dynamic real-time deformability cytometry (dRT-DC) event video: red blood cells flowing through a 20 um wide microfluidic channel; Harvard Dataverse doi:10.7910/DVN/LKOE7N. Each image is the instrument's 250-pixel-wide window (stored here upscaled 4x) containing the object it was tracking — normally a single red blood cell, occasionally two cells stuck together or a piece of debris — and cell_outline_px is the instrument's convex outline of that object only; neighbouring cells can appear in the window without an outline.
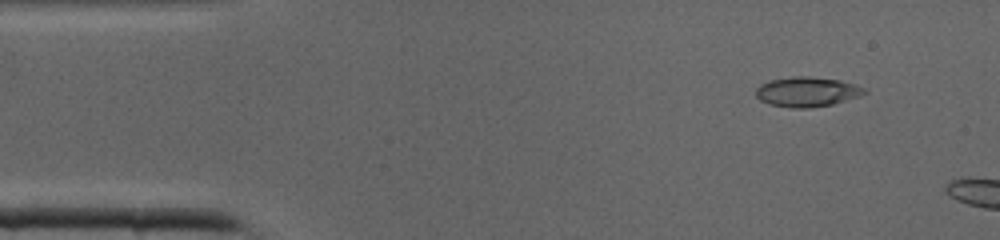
{"species": "common noctule bat (a hibernating species)", "species_latin": "Nyctalus noctula", "temperature_condition": "cold", "stored_images_in_passage": 10, "camera_frame_rate_fps": 3000, "um_per_image_px": 0.085, "animal": {"sex": "male", "body_mass_g": 19.0, "forearm_length_mm": 50.8}, "frame": {"image": 1, "passage_image": 4, "time_ms": 1.0, "image_size_px": [1000, 240], "cell_outline_px": [[868, 92], [860, 96], [832, 104], [808, 108], [792, 108], [768, 104], [760, 100], [756, 96], [756, 88], [760, 84], [768, 80], [792, 76], [808, 76], [840, 80], [856, 84], [864, 88]], "centroid_in_image_um": [68.58, 7.8], "position_along_channel_um": 16.4, "area_um2": 19.02}}